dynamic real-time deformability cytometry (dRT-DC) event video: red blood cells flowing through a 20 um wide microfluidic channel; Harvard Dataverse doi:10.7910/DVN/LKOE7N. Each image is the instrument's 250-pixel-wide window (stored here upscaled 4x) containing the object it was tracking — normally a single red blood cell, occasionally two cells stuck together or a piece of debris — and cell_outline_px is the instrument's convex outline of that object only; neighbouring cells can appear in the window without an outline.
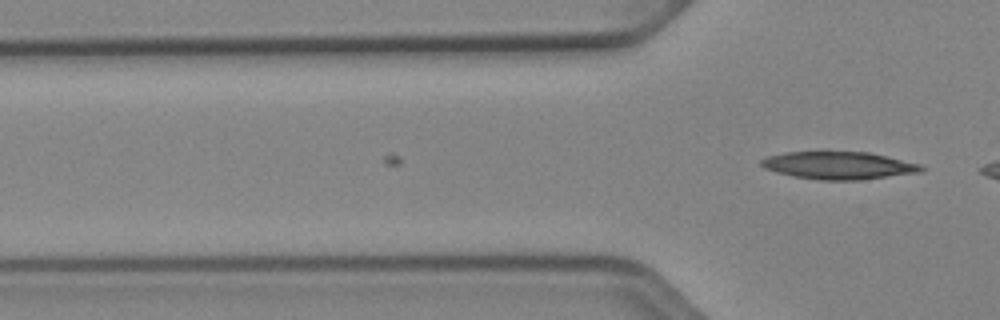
{"species": "Egyptian fruit bat (a non-hibernating species)", "species_latin": "Rousettus aegyptiacus", "temperature_condition": "cold", "stored_images_in_passage": 13, "camera_frame_rate_fps": 3000, "um_per_image_px": 0.085, "animal": {"sex": "female"}, "frame": {"image": 1, "passage_image": 13, "time_ms": 4.0, "image_size_px": [1000, 320], "cell_outline_px": [[924, 168], [920, 172], [860, 180], [820, 180], [792, 176], [776, 172], [764, 168], [760, 164], [760, 160], [768, 156], [784, 152], [868, 152], [920, 164]], "centroid_in_image_um": [71.25, 14.07], "position_along_channel_um": 54.6, "area_um2": 25.55}}